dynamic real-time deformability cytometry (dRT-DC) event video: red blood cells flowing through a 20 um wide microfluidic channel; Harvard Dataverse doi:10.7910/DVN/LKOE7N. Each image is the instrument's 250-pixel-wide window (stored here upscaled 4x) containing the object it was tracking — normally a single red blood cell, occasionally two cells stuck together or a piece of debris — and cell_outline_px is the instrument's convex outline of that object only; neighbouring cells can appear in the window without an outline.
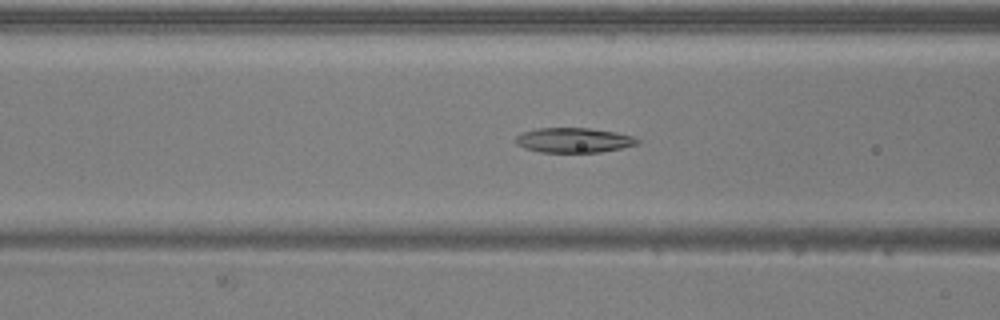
{"species": "common noctule bat (a hibernating species)", "species_latin": "Nyctalus noctula", "temperature_condition": "warm", "stored_images_in_passage": 46, "camera_frame_rate_fps": 3000, "um_per_image_px": 0.085, "animal": {"sex": "male", "body_mass_g": 20.5, "forearm_length_mm": 52.5}, "frame": {"image": 1, "passage_image": 16, "time_ms": 5.0, "image_size_px": [1000, 320], "cell_outline_px": [[640, 144], [600, 152], [540, 152], [524, 148], [516, 144], [516, 136], [520, 132], [536, 128], [588, 128], [616, 132], [632, 136], [640, 140]], "centroid_in_image_um": [48.75, 11.91], "position_along_channel_um": 117.9, "area_um2": 17.69}}
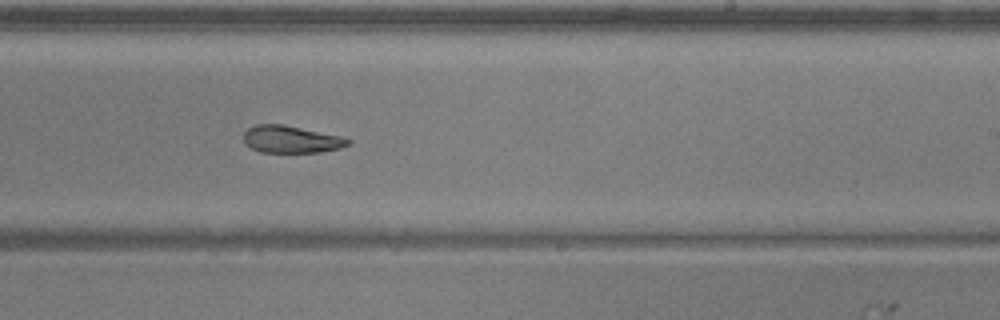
{"frame": {"image": 2, "passage_image": 27, "time_ms": 8.667, "image_size_px": [1000, 320], "cell_outline_px": [[352, 144], [340, 148], [316, 152], [260, 152], [252, 148], [244, 140], [244, 132], [248, 128], [256, 124], [284, 124], [340, 136], [352, 140]], "centroid_in_image_um": [24.77, 11.83], "position_along_channel_um": 264.2, "area_um2": 16.47}}
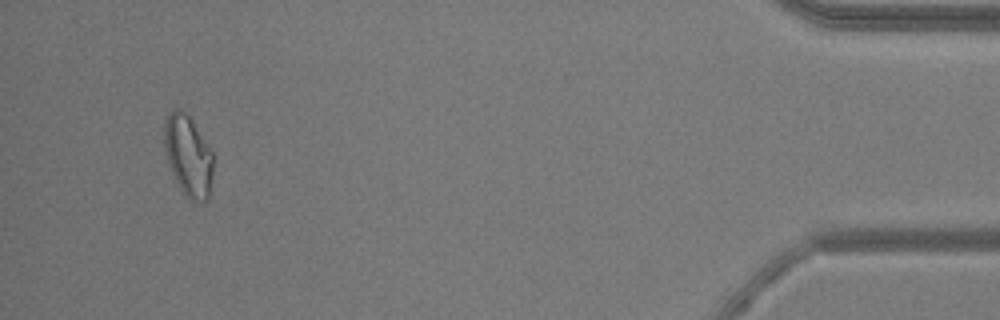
{"frame": {"image": 3, "passage_image": 44, "time_ms": 14.333, "image_size_px": [1000, 320], "cell_outline_px": [[212, 172], [208, 200], [200, 204], [188, 200], [184, 196], [168, 164], [164, 148], [164, 124], [168, 112], [172, 108], [180, 108], [188, 116], [212, 152]], "centroid_in_image_um": [15.97, 13.28], "position_along_channel_um": 419.2, "area_um2": 23.06}, "authors_computed_cell_mechanics": {"area_um2": 18.7272, "velocity_mm_per_s": 3.992, "shape_relaxation_time_tau1_ms": null, "shape_relaxation_time_tau2_ms": 6.469, "deformation_change_tau1": null, "deformation_change_tau2": 0.1552}}